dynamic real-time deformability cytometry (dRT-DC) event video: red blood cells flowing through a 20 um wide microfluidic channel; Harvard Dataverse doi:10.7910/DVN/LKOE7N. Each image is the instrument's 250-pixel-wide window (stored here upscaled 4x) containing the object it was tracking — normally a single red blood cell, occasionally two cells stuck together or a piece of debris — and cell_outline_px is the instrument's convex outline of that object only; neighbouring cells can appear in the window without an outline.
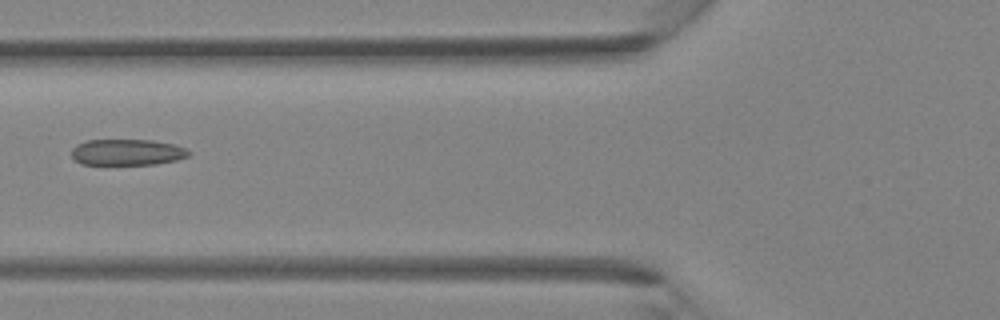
{"species": "Egyptian fruit bat (a non-hibernating species)", "species_latin": "Rousettus aegyptiacus", "temperature_condition": "room temperature", "stored_images_in_passage": 5, "camera_frame_rate_fps": 3000, "um_per_image_px": 0.085, "animal": {"sex": "female"}, "frame": {"image": 1, "passage_image": 5, "time_ms": 1.333, "image_size_px": [1000, 320], "cell_outline_px": [[192, 152], [188, 156], [176, 160], [156, 164], [80, 164], [72, 156], [72, 148], [76, 144], [88, 140], [152, 140], [172, 144], [188, 148]], "centroid_in_image_um": [10.83, 12.93], "position_along_channel_um": 115.0, "area_um2": 17.86}}